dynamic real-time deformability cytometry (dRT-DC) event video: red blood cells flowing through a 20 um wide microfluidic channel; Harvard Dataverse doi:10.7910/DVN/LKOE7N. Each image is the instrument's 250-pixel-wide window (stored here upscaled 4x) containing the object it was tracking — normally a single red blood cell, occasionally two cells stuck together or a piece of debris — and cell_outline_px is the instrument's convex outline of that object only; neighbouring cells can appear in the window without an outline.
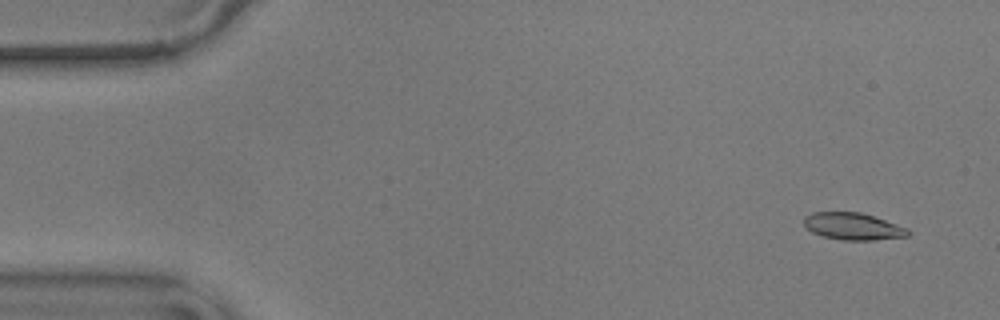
{"species": "common noctule bat (a hibernating species)", "species_latin": "Nyctalus noctula", "temperature_condition": "warm", "stored_images_in_passage": 57, "camera_frame_rate_fps": 3000, "um_per_image_px": 0.085, "animal": {"sex": "male", "body_mass_g": 17.9}, "frame": {"image": 1, "passage_image": 4, "time_ms": 1.0, "image_size_px": [1000, 320], "cell_outline_px": [[912, 232], [908, 236], [872, 240], [844, 240], [824, 236], [812, 232], [804, 224], [804, 216], [812, 212], [860, 212], [908, 228]], "centroid_in_image_um": [72.51, 19.24], "position_along_channel_um": 12.5, "area_um2": 16.24}}
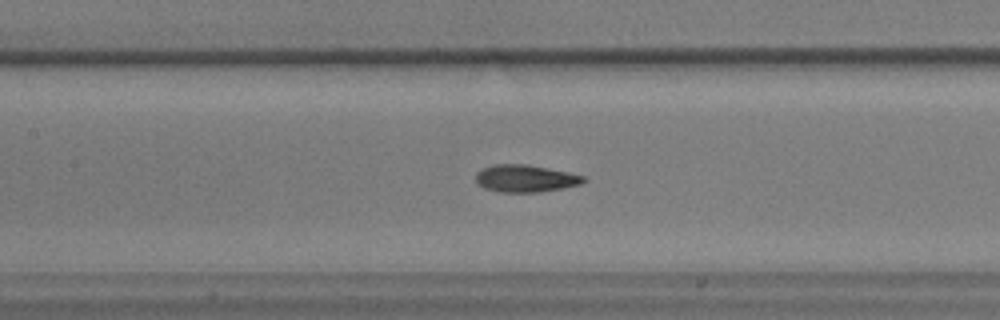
{"frame": {"image": 2, "passage_image": 26, "time_ms": 8.333, "image_size_px": [1000, 320], "cell_outline_px": [[588, 180], [580, 184], [564, 188], [540, 192], [500, 192], [484, 188], [476, 180], [476, 172], [492, 164], [528, 164], [568, 172], [584, 176]], "centroid_in_image_um": [44.68, 15.16], "position_along_channel_um": 162.7, "area_um2": 17.17}}
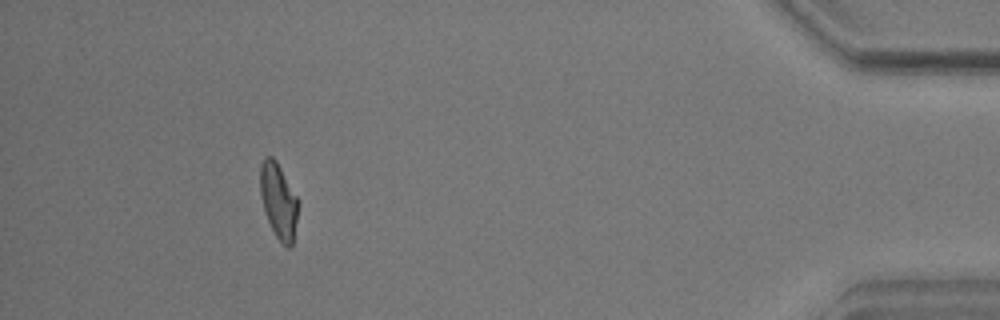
{"frame": {"image": 3, "passage_image": 52, "time_ms": 17.0, "image_size_px": [1000, 320], "cell_outline_px": [[300, 204], [292, 248], [288, 248], [276, 236], [264, 212], [260, 192], [260, 164], [264, 156], [272, 156], [276, 160], [300, 200]], "centroid_in_image_um": [23.7, 17.06], "position_along_channel_um": 411.5, "area_um2": 17.05}, "authors_computed_cell_mechanics": {"area_um2": 17.051, "velocity_mm_per_s": 3.5794, "shape_relaxation_time_tau1_ms": 3.5697, "shape_relaxation_time_tau2_ms": 2.2621, "deformation_change_tau1": 0.1512, "deformation_change_tau2": 0.0736}}